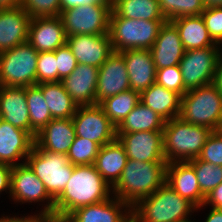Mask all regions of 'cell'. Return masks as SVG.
Listing matches in <instances>:
<instances>
[{
  "instance_id": "6da1fadb",
  "label": "cell",
  "mask_w": 222,
  "mask_h": 222,
  "mask_svg": "<svg viewBox=\"0 0 222 222\" xmlns=\"http://www.w3.org/2000/svg\"><path fill=\"white\" fill-rule=\"evenodd\" d=\"M112 188L94 165L74 166L65 189L54 201V210L71 213L76 208L107 200Z\"/></svg>"
},
{
  "instance_id": "7a4b0ae2",
  "label": "cell",
  "mask_w": 222,
  "mask_h": 222,
  "mask_svg": "<svg viewBox=\"0 0 222 222\" xmlns=\"http://www.w3.org/2000/svg\"><path fill=\"white\" fill-rule=\"evenodd\" d=\"M167 162H139L128 159L120 179L112 187L114 197L133 207L166 182Z\"/></svg>"
},
{
  "instance_id": "3957f363",
  "label": "cell",
  "mask_w": 222,
  "mask_h": 222,
  "mask_svg": "<svg viewBox=\"0 0 222 222\" xmlns=\"http://www.w3.org/2000/svg\"><path fill=\"white\" fill-rule=\"evenodd\" d=\"M196 207L182 198L166 182L148 197L131 207L134 222H184L191 221Z\"/></svg>"
},
{
  "instance_id": "277c9868",
  "label": "cell",
  "mask_w": 222,
  "mask_h": 222,
  "mask_svg": "<svg viewBox=\"0 0 222 222\" xmlns=\"http://www.w3.org/2000/svg\"><path fill=\"white\" fill-rule=\"evenodd\" d=\"M212 130L190 124L180 117L165 121L164 157L169 162H186L198 158Z\"/></svg>"
},
{
  "instance_id": "5b68a950",
  "label": "cell",
  "mask_w": 222,
  "mask_h": 222,
  "mask_svg": "<svg viewBox=\"0 0 222 222\" xmlns=\"http://www.w3.org/2000/svg\"><path fill=\"white\" fill-rule=\"evenodd\" d=\"M165 21L124 18L112 10L108 35L113 51L150 50Z\"/></svg>"
},
{
  "instance_id": "8992f818",
  "label": "cell",
  "mask_w": 222,
  "mask_h": 222,
  "mask_svg": "<svg viewBox=\"0 0 222 222\" xmlns=\"http://www.w3.org/2000/svg\"><path fill=\"white\" fill-rule=\"evenodd\" d=\"M178 117L217 131L222 122V93L213 83L187 91L181 97Z\"/></svg>"
},
{
  "instance_id": "52a82bcc",
  "label": "cell",
  "mask_w": 222,
  "mask_h": 222,
  "mask_svg": "<svg viewBox=\"0 0 222 222\" xmlns=\"http://www.w3.org/2000/svg\"><path fill=\"white\" fill-rule=\"evenodd\" d=\"M26 163L43 182L46 191L54 201L65 189L74 169L67 154L43 151L35 145L27 156Z\"/></svg>"
},
{
  "instance_id": "ba28073f",
  "label": "cell",
  "mask_w": 222,
  "mask_h": 222,
  "mask_svg": "<svg viewBox=\"0 0 222 222\" xmlns=\"http://www.w3.org/2000/svg\"><path fill=\"white\" fill-rule=\"evenodd\" d=\"M38 51L27 41L0 53V86L37 84Z\"/></svg>"
},
{
  "instance_id": "9c48e42d",
  "label": "cell",
  "mask_w": 222,
  "mask_h": 222,
  "mask_svg": "<svg viewBox=\"0 0 222 222\" xmlns=\"http://www.w3.org/2000/svg\"><path fill=\"white\" fill-rule=\"evenodd\" d=\"M112 6L90 4L62 10L66 36L108 34Z\"/></svg>"
},
{
  "instance_id": "30bf717a",
  "label": "cell",
  "mask_w": 222,
  "mask_h": 222,
  "mask_svg": "<svg viewBox=\"0 0 222 222\" xmlns=\"http://www.w3.org/2000/svg\"><path fill=\"white\" fill-rule=\"evenodd\" d=\"M221 46L188 50L179 62L182 79L187 91L211 84L221 58Z\"/></svg>"
},
{
  "instance_id": "8fae6325",
  "label": "cell",
  "mask_w": 222,
  "mask_h": 222,
  "mask_svg": "<svg viewBox=\"0 0 222 222\" xmlns=\"http://www.w3.org/2000/svg\"><path fill=\"white\" fill-rule=\"evenodd\" d=\"M75 134L101 147L116 139V127L99 104L78 106L72 117Z\"/></svg>"
},
{
  "instance_id": "7c38bea8",
  "label": "cell",
  "mask_w": 222,
  "mask_h": 222,
  "mask_svg": "<svg viewBox=\"0 0 222 222\" xmlns=\"http://www.w3.org/2000/svg\"><path fill=\"white\" fill-rule=\"evenodd\" d=\"M9 195L15 201L14 203L46 202L41 211L54 210V200L49 196L43 182L27 163L13 166Z\"/></svg>"
},
{
  "instance_id": "4fadbf2b",
  "label": "cell",
  "mask_w": 222,
  "mask_h": 222,
  "mask_svg": "<svg viewBox=\"0 0 222 222\" xmlns=\"http://www.w3.org/2000/svg\"><path fill=\"white\" fill-rule=\"evenodd\" d=\"M128 159L139 162H167L164 157L163 131L116 133Z\"/></svg>"
},
{
  "instance_id": "5bb4252c",
  "label": "cell",
  "mask_w": 222,
  "mask_h": 222,
  "mask_svg": "<svg viewBox=\"0 0 222 222\" xmlns=\"http://www.w3.org/2000/svg\"><path fill=\"white\" fill-rule=\"evenodd\" d=\"M131 89L124 57L113 52L99 67L96 88V104L107 97Z\"/></svg>"
},
{
  "instance_id": "9a60e30c",
  "label": "cell",
  "mask_w": 222,
  "mask_h": 222,
  "mask_svg": "<svg viewBox=\"0 0 222 222\" xmlns=\"http://www.w3.org/2000/svg\"><path fill=\"white\" fill-rule=\"evenodd\" d=\"M34 145L35 139L30 133L0 118V163L11 166L26 163ZM20 159L24 161L21 163Z\"/></svg>"
},
{
  "instance_id": "2e32d148",
  "label": "cell",
  "mask_w": 222,
  "mask_h": 222,
  "mask_svg": "<svg viewBox=\"0 0 222 222\" xmlns=\"http://www.w3.org/2000/svg\"><path fill=\"white\" fill-rule=\"evenodd\" d=\"M67 45L77 59L78 64H87L99 68L114 52L108 34L72 35L67 37Z\"/></svg>"
},
{
  "instance_id": "e0dca14e",
  "label": "cell",
  "mask_w": 222,
  "mask_h": 222,
  "mask_svg": "<svg viewBox=\"0 0 222 222\" xmlns=\"http://www.w3.org/2000/svg\"><path fill=\"white\" fill-rule=\"evenodd\" d=\"M28 42L38 52L55 51L67 42L60 16L31 18Z\"/></svg>"
},
{
  "instance_id": "ac0fdd59",
  "label": "cell",
  "mask_w": 222,
  "mask_h": 222,
  "mask_svg": "<svg viewBox=\"0 0 222 222\" xmlns=\"http://www.w3.org/2000/svg\"><path fill=\"white\" fill-rule=\"evenodd\" d=\"M99 68L78 64L76 69L61 80L64 89L77 106L95 105Z\"/></svg>"
},
{
  "instance_id": "d6986e66",
  "label": "cell",
  "mask_w": 222,
  "mask_h": 222,
  "mask_svg": "<svg viewBox=\"0 0 222 222\" xmlns=\"http://www.w3.org/2000/svg\"><path fill=\"white\" fill-rule=\"evenodd\" d=\"M166 183L196 208L202 206L205 195L201 192L193 166L188 162H169Z\"/></svg>"
},
{
  "instance_id": "ffe728a7",
  "label": "cell",
  "mask_w": 222,
  "mask_h": 222,
  "mask_svg": "<svg viewBox=\"0 0 222 222\" xmlns=\"http://www.w3.org/2000/svg\"><path fill=\"white\" fill-rule=\"evenodd\" d=\"M30 21L21 6L0 9V53L28 41Z\"/></svg>"
},
{
  "instance_id": "44dd1931",
  "label": "cell",
  "mask_w": 222,
  "mask_h": 222,
  "mask_svg": "<svg viewBox=\"0 0 222 222\" xmlns=\"http://www.w3.org/2000/svg\"><path fill=\"white\" fill-rule=\"evenodd\" d=\"M76 222H130L131 207L113 195L107 200L76 208L71 212Z\"/></svg>"
},
{
  "instance_id": "7402d4cb",
  "label": "cell",
  "mask_w": 222,
  "mask_h": 222,
  "mask_svg": "<svg viewBox=\"0 0 222 222\" xmlns=\"http://www.w3.org/2000/svg\"><path fill=\"white\" fill-rule=\"evenodd\" d=\"M150 51L156 70L179 65L185 50L179 32L171 21L163 23Z\"/></svg>"
},
{
  "instance_id": "603a6c76",
  "label": "cell",
  "mask_w": 222,
  "mask_h": 222,
  "mask_svg": "<svg viewBox=\"0 0 222 222\" xmlns=\"http://www.w3.org/2000/svg\"><path fill=\"white\" fill-rule=\"evenodd\" d=\"M76 138L72 118L52 119L35 136V146L43 151L67 154Z\"/></svg>"
},
{
  "instance_id": "cb8c5ba5",
  "label": "cell",
  "mask_w": 222,
  "mask_h": 222,
  "mask_svg": "<svg viewBox=\"0 0 222 222\" xmlns=\"http://www.w3.org/2000/svg\"><path fill=\"white\" fill-rule=\"evenodd\" d=\"M119 53L124 57L132 90L141 93L156 82V68L150 50H126Z\"/></svg>"
},
{
  "instance_id": "d4e9b609",
  "label": "cell",
  "mask_w": 222,
  "mask_h": 222,
  "mask_svg": "<svg viewBox=\"0 0 222 222\" xmlns=\"http://www.w3.org/2000/svg\"><path fill=\"white\" fill-rule=\"evenodd\" d=\"M0 118L30 133L26 87L0 86Z\"/></svg>"
},
{
  "instance_id": "484cf974",
  "label": "cell",
  "mask_w": 222,
  "mask_h": 222,
  "mask_svg": "<svg viewBox=\"0 0 222 222\" xmlns=\"http://www.w3.org/2000/svg\"><path fill=\"white\" fill-rule=\"evenodd\" d=\"M127 160L125 149L116 138L114 141L100 147L93 165L112 188L120 179Z\"/></svg>"
},
{
  "instance_id": "4316f807",
  "label": "cell",
  "mask_w": 222,
  "mask_h": 222,
  "mask_svg": "<svg viewBox=\"0 0 222 222\" xmlns=\"http://www.w3.org/2000/svg\"><path fill=\"white\" fill-rule=\"evenodd\" d=\"M140 102L165 121L178 117L180 113L181 96L156 82L140 93Z\"/></svg>"
},
{
  "instance_id": "83f0119b",
  "label": "cell",
  "mask_w": 222,
  "mask_h": 222,
  "mask_svg": "<svg viewBox=\"0 0 222 222\" xmlns=\"http://www.w3.org/2000/svg\"><path fill=\"white\" fill-rule=\"evenodd\" d=\"M176 26L185 51L196 50L216 44L209 35L201 15L184 16L171 20Z\"/></svg>"
},
{
  "instance_id": "f1b7e54d",
  "label": "cell",
  "mask_w": 222,
  "mask_h": 222,
  "mask_svg": "<svg viewBox=\"0 0 222 222\" xmlns=\"http://www.w3.org/2000/svg\"><path fill=\"white\" fill-rule=\"evenodd\" d=\"M43 93L53 119L72 118L78 108L61 82L36 84Z\"/></svg>"
},
{
  "instance_id": "f546056e",
  "label": "cell",
  "mask_w": 222,
  "mask_h": 222,
  "mask_svg": "<svg viewBox=\"0 0 222 222\" xmlns=\"http://www.w3.org/2000/svg\"><path fill=\"white\" fill-rule=\"evenodd\" d=\"M165 120L139 102L116 128V133L163 131Z\"/></svg>"
},
{
  "instance_id": "4dcf8cb0",
  "label": "cell",
  "mask_w": 222,
  "mask_h": 222,
  "mask_svg": "<svg viewBox=\"0 0 222 222\" xmlns=\"http://www.w3.org/2000/svg\"><path fill=\"white\" fill-rule=\"evenodd\" d=\"M112 10L120 17L135 20H166L158 0H113Z\"/></svg>"
},
{
  "instance_id": "1f68e13d",
  "label": "cell",
  "mask_w": 222,
  "mask_h": 222,
  "mask_svg": "<svg viewBox=\"0 0 222 222\" xmlns=\"http://www.w3.org/2000/svg\"><path fill=\"white\" fill-rule=\"evenodd\" d=\"M139 102L140 93L129 89L105 98L99 105L112 124L117 128Z\"/></svg>"
},
{
  "instance_id": "d6a6232c",
  "label": "cell",
  "mask_w": 222,
  "mask_h": 222,
  "mask_svg": "<svg viewBox=\"0 0 222 222\" xmlns=\"http://www.w3.org/2000/svg\"><path fill=\"white\" fill-rule=\"evenodd\" d=\"M26 102L29 110L30 134L35 138L36 134L53 118L42 90L37 85L26 87Z\"/></svg>"
},
{
  "instance_id": "836d02e7",
  "label": "cell",
  "mask_w": 222,
  "mask_h": 222,
  "mask_svg": "<svg viewBox=\"0 0 222 222\" xmlns=\"http://www.w3.org/2000/svg\"><path fill=\"white\" fill-rule=\"evenodd\" d=\"M167 21L184 16H198L205 10L203 0H158Z\"/></svg>"
},
{
  "instance_id": "e575fe53",
  "label": "cell",
  "mask_w": 222,
  "mask_h": 222,
  "mask_svg": "<svg viewBox=\"0 0 222 222\" xmlns=\"http://www.w3.org/2000/svg\"><path fill=\"white\" fill-rule=\"evenodd\" d=\"M194 168L201 192L207 196L222 183V166L198 158L188 161Z\"/></svg>"
},
{
  "instance_id": "d590c367",
  "label": "cell",
  "mask_w": 222,
  "mask_h": 222,
  "mask_svg": "<svg viewBox=\"0 0 222 222\" xmlns=\"http://www.w3.org/2000/svg\"><path fill=\"white\" fill-rule=\"evenodd\" d=\"M100 147L96 142L76 136L67 156L74 166L93 165Z\"/></svg>"
},
{
  "instance_id": "8d00e7d4",
  "label": "cell",
  "mask_w": 222,
  "mask_h": 222,
  "mask_svg": "<svg viewBox=\"0 0 222 222\" xmlns=\"http://www.w3.org/2000/svg\"><path fill=\"white\" fill-rule=\"evenodd\" d=\"M58 82L55 51L39 52L37 58V84Z\"/></svg>"
},
{
  "instance_id": "74e56055",
  "label": "cell",
  "mask_w": 222,
  "mask_h": 222,
  "mask_svg": "<svg viewBox=\"0 0 222 222\" xmlns=\"http://www.w3.org/2000/svg\"><path fill=\"white\" fill-rule=\"evenodd\" d=\"M31 18L60 16V0H21L20 5Z\"/></svg>"
},
{
  "instance_id": "f35d334b",
  "label": "cell",
  "mask_w": 222,
  "mask_h": 222,
  "mask_svg": "<svg viewBox=\"0 0 222 222\" xmlns=\"http://www.w3.org/2000/svg\"><path fill=\"white\" fill-rule=\"evenodd\" d=\"M156 83L170 91L178 93L181 97L185 94V87L179 65L157 69Z\"/></svg>"
},
{
  "instance_id": "ab89813d",
  "label": "cell",
  "mask_w": 222,
  "mask_h": 222,
  "mask_svg": "<svg viewBox=\"0 0 222 222\" xmlns=\"http://www.w3.org/2000/svg\"><path fill=\"white\" fill-rule=\"evenodd\" d=\"M201 16L212 40L222 45V6H208Z\"/></svg>"
},
{
  "instance_id": "60d3db41",
  "label": "cell",
  "mask_w": 222,
  "mask_h": 222,
  "mask_svg": "<svg viewBox=\"0 0 222 222\" xmlns=\"http://www.w3.org/2000/svg\"><path fill=\"white\" fill-rule=\"evenodd\" d=\"M198 159L222 166V135L219 132L212 131Z\"/></svg>"
},
{
  "instance_id": "b9f144b4",
  "label": "cell",
  "mask_w": 222,
  "mask_h": 222,
  "mask_svg": "<svg viewBox=\"0 0 222 222\" xmlns=\"http://www.w3.org/2000/svg\"><path fill=\"white\" fill-rule=\"evenodd\" d=\"M55 57L57 60L58 82H61L64 77L69 76L76 69L78 62L67 43L55 50Z\"/></svg>"
},
{
  "instance_id": "7bdbcfd3",
  "label": "cell",
  "mask_w": 222,
  "mask_h": 222,
  "mask_svg": "<svg viewBox=\"0 0 222 222\" xmlns=\"http://www.w3.org/2000/svg\"><path fill=\"white\" fill-rule=\"evenodd\" d=\"M36 222H76L71 213H64L56 210L40 211L35 213Z\"/></svg>"
},
{
  "instance_id": "ee69618b",
  "label": "cell",
  "mask_w": 222,
  "mask_h": 222,
  "mask_svg": "<svg viewBox=\"0 0 222 222\" xmlns=\"http://www.w3.org/2000/svg\"><path fill=\"white\" fill-rule=\"evenodd\" d=\"M211 206V208L222 209V183L215 187L206 197L204 204L198 208L202 209L205 206Z\"/></svg>"
},
{
  "instance_id": "f6af8a7d",
  "label": "cell",
  "mask_w": 222,
  "mask_h": 222,
  "mask_svg": "<svg viewBox=\"0 0 222 222\" xmlns=\"http://www.w3.org/2000/svg\"><path fill=\"white\" fill-rule=\"evenodd\" d=\"M61 11L82 5H113V0H60Z\"/></svg>"
},
{
  "instance_id": "bcb514c9",
  "label": "cell",
  "mask_w": 222,
  "mask_h": 222,
  "mask_svg": "<svg viewBox=\"0 0 222 222\" xmlns=\"http://www.w3.org/2000/svg\"><path fill=\"white\" fill-rule=\"evenodd\" d=\"M13 166L0 163V194L3 191H8L10 194V184H11V171Z\"/></svg>"
},
{
  "instance_id": "7dc6e473",
  "label": "cell",
  "mask_w": 222,
  "mask_h": 222,
  "mask_svg": "<svg viewBox=\"0 0 222 222\" xmlns=\"http://www.w3.org/2000/svg\"><path fill=\"white\" fill-rule=\"evenodd\" d=\"M0 222H36V217L35 215H30V216H2L0 218Z\"/></svg>"
},
{
  "instance_id": "c3c4849f",
  "label": "cell",
  "mask_w": 222,
  "mask_h": 222,
  "mask_svg": "<svg viewBox=\"0 0 222 222\" xmlns=\"http://www.w3.org/2000/svg\"><path fill=\"white\" fill-rule=\"evenodd\" d=\"M213 84L222 93V58H220L215 71Z\"/></svg>"
},
{
  "instance_id": "681fc988",
  "label": "cell",
  "mask_w": 222,
  "mask_h": 222,
  "mask_svg": "<svg viewBox=\"0 0 222 222\" xmlns=\"http://www.w3.org/2000/svg\"><path fill=\"white\" fill-rule=\"evenodd\" d=\"M204 222H222V209L211 208Z\"/></svg>"
},
{
  "instance_id": "f907efd6",
  "label": "cell",
  "mask_w": 222,
  "mask_h": 222,
  "mask_svg": "<svg viewBox=\"0 0 222 222\" xmlns=\"http://www.w3.org/2000/svg\"><path fill=\"white\" fill-rule=\"evenodd\" d=\"M21 5V0H0V9L14 8Z\"/></svg>"
},
{
  "instance_id": "816d5d0a",
  "label": "cell",
  "mask_w": 222,
  "mask_h": 222,
  "mask_svg": "<svg viewBox=\"0 0 222 222\" xmlns=\"http://www.w3.org/2000/svg\"><path fill=\"white\" fill-rule=\"evenodd\" d=\"M206 7L208 6H222V0H203Z\"/></svg>"
},
{
  "instance_id": "f5cc1de1",
  "label": "cell",
  "mask_w": 222,
  "mask_h": 222,
  "mask_svg": "<svg viewBox=\"0 0 222 222\" xmlns=\"http://www.w3.org/2000/svg\"><path fill=\"white\" fill-rule=\"evenodd\" d=\"M217 132H219L222 135V122L220 123V126H219Z\"/></svg>"
},
{
  "instance_id": "db71d44e",
  "label": "cell",
  "mask_w": 222,
  "mask_h": 222,
  "mask_svg": "<svg viewBox=\"0 0 222 222\" xmlns=\"http://www.w3.org/2000/svg\"><path fill=\"white\" fill-rule=\"evenodd\" d=\"M220 46H222V45H220ZM220 51H221V58H222V47H220Z\"/></svg>"
}]
</instances>
